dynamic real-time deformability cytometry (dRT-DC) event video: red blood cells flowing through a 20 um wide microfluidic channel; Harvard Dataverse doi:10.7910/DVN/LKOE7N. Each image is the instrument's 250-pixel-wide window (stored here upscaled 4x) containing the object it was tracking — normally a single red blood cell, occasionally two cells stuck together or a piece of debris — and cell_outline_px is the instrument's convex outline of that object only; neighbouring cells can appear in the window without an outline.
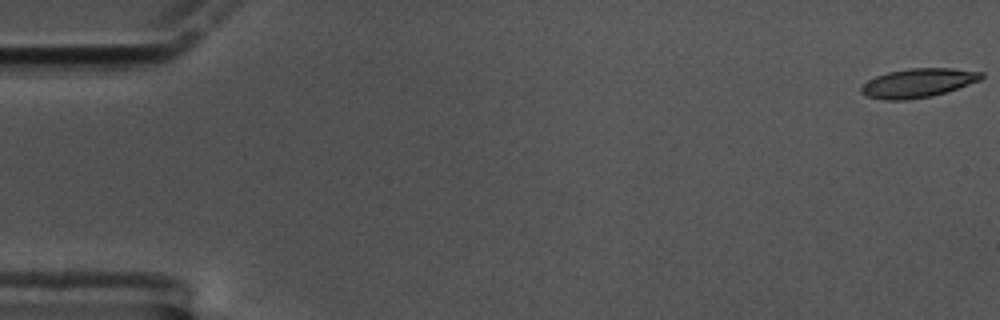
{"species": "common noctule bat (a hibernating species)", "species_latin": "Nyctalus noctula", "temperature_condition": "cold", "stored_images_in_passage": 61, "camera_frame_rate_fps": 3000, "um_per_image_px": 0.085, "animal": {"sex": "male", "body_mass_g": 17.5, "forearm_length_mm": 52.3}, "frame": {"image": 1, "passage_image": 1, "time_ms": 0.0, "image_size_px": [1000, 320], "cell_outline_px": [[984, 76], [980, 80], [932, 96], [908, 100], [884, 100], [868, 96], [860, 92], [860, 88], [868, 80], [876, 76], [888, 72], [908, 68], [952, 68], [984, 72]], "centroid_in_image_um": [78.02, 7.04], "position_along_channel_um": 7.0, "area_um2": 20.17}}
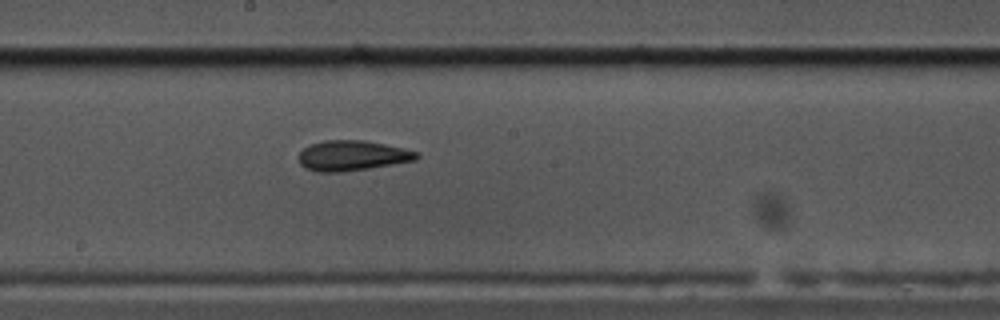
{"frame": {"image": 2, "passage_image": 33, "time_ms": 10.667, "image_size_px": [1000, 320], "cell_outline_px": [[420, 156], [416, 160], [368, 168], [340, 172], [316, 172], [304, 168], [300, 164], [300, 152], [308, 144], [324, 140], [364, 140], [404, 148], [420, 152]], "centroid_in_image_um": [29.93, 13.22], "position_along_channel_um": 218.3, "area_um2": 20.81}}
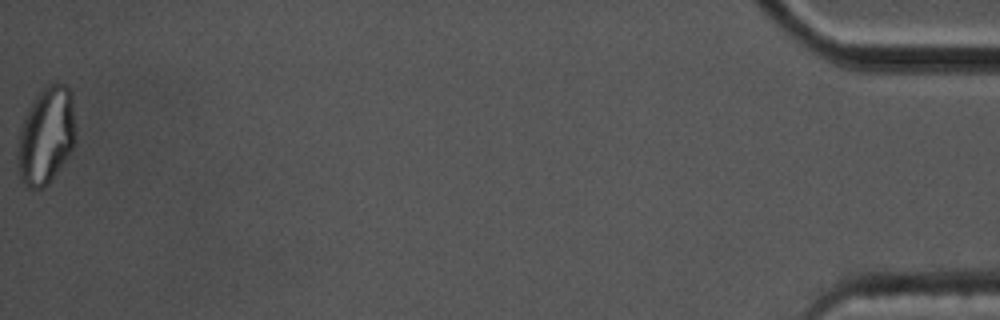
{"frame": {"image": 3, "passage_image": 61, "time_ms": 20.0, "image_size_px": [1000, 320], "cell_outline_px": [[76, 140], [68, 156], [48, 184], [44, 188], [28, 188], [20, 180], [16, 160], [16, 148], [20, 128], [24, 116], [40, 88], [52, 80], [60, 80], [72, 92], [76, 128]], "centroid_in_image_um": [3.92, 11.48], "position_along_channel_um": 431.3, "area_um2": 33.93}, "authors_computed_cell_mechanics": {"area_um2": 20.5768, "velocity_mm_per_s": 3.3345, "shape_relaxation_time_tau1_ms": 7.3483, "shape_relaxation_time_tau2_ms": 4.2054, "deformation_change_tau1": 0.2107, "deformation_change_tau2": 0.0944}}